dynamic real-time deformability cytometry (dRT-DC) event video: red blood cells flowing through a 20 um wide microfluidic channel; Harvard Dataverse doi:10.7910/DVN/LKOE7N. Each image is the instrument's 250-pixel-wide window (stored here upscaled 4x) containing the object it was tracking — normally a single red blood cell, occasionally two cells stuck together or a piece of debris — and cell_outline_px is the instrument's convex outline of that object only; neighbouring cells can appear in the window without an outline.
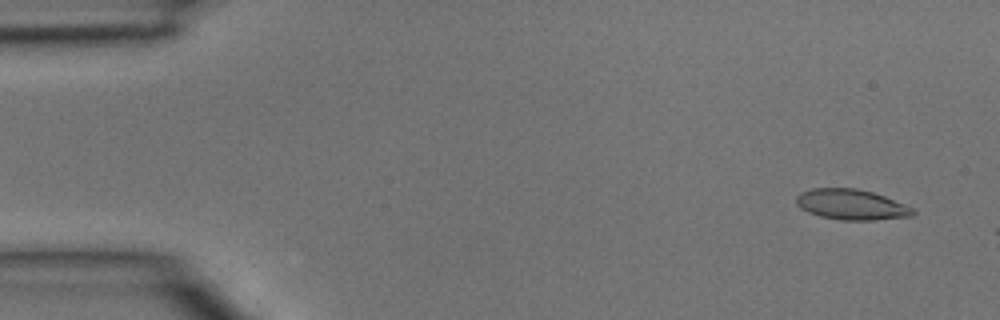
{"species": "common noctule bat (a hibernating species)", "species_latin": "Nyctalus noctula", "temperature_condition": "room temperature", "stored_images_in_passage": 2, "segment_of_instrument_passage": [2, 2], "camera_frame_rate_fps": 3000, "um_per_image_px": 0.085, "animal": {"sex": "male", "body_mass_g": 15.6}, "frame": {"image": 1, "passage_image": 2, "time_ms": 0.333, "image_size_px": [1000, 320], "cell_outline_px": [[916, 212], [912, 216], [876, 220], [840, 220], [820, 216], [808, 212], [800, 208], [796, 204], [796, 196], [800, 192], [812, 188], [856, 188], [872, 192], [884, 196], [912, 208]], "centroid_in_image_um": [72.33, 17.39], "position_along_channel_um": 12.7, "area_um2": 20.69}}